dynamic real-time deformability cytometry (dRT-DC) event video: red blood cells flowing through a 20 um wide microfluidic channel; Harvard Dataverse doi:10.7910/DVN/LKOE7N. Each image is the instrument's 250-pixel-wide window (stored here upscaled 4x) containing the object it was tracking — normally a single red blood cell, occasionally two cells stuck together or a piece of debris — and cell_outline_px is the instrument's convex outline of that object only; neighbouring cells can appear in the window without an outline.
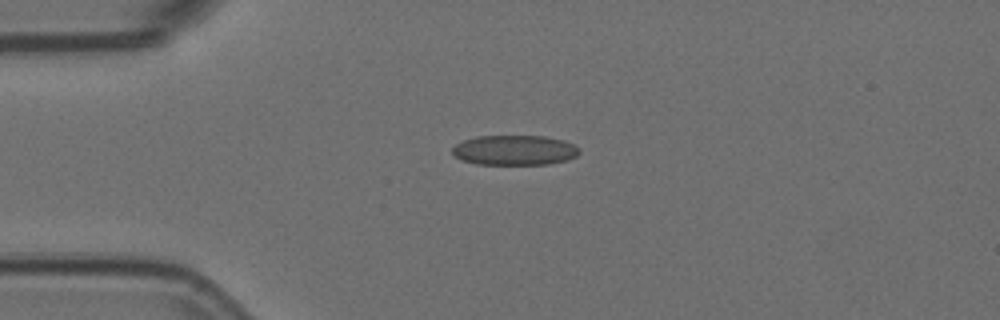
{"species": "Egyptian fruit bat (a non-hibernating species)", "species_latin": "Rousettus aegyptiacus", "temperature_condition": "room temperature", "stored_images_in_passage": 2, "camera_frame_rate_fps": 3000, "um_per_image_px": 0.085, "animal": {"sex": "female"}, "frame": {"image": 1, "passage_image": 1, "time_ms": 0.0, "image_size_px": [1000, 320], "cell_outline_px": [[580, 152], [576, 156], [568, 160], [548, 164], [476, 164], [460, 160], [452, 152], [452, 148], [456, 144], [464, 140], [476, 136], [544, 136], [564, 140], [580, 148]], "centroid_in_image_um": [43.75, 12.76], "position_along_channel_um": 41.3, "area_um2": 22.25}}